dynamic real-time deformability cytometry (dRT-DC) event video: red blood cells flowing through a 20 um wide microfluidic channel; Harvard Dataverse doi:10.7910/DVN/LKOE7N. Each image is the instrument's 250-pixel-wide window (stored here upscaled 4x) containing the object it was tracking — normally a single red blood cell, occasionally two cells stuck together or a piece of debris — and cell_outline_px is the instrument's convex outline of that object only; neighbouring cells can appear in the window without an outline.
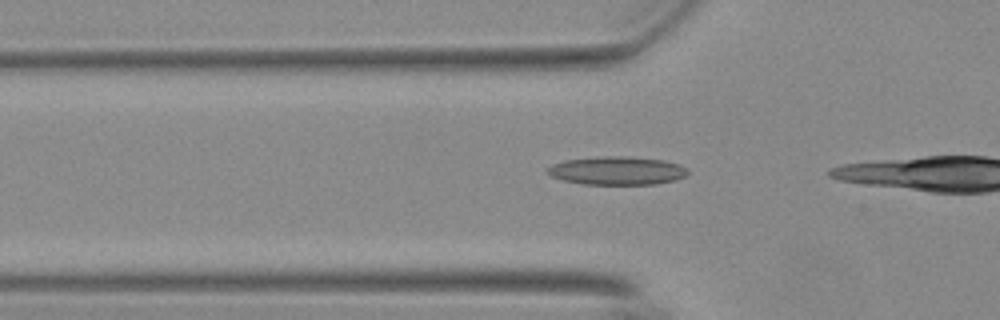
{"species": "Egyptian fruit bat (a non-hibernating species)", "species_latin": "Rousettus aegyptiacus", "temperature_condition": "warm", "stored_images_in_passage": 31, "camera_frame_rate_fps": 3000, "um_per_image_px": 0.085, "animal": {"sex": "female"}, "frame": {"image": 1, "passage_image": 5, "time_ms": 1.333, "image_size_px": [1000, 320], "cell_outline_px": [[688, 172], [684, 176], [676, 180], [656, 184], [584, 184], [564, 180], [552, 176], [548, 172], [548, 168], [552, 164], [564, 160], [600, 156], [628, 156], [664, 160], [680, 164], [688, 168]], "centroid_in_image_um": [52.49, 14.49], "position_along_channel_um": 73.3, "area_um2": 23.18}}
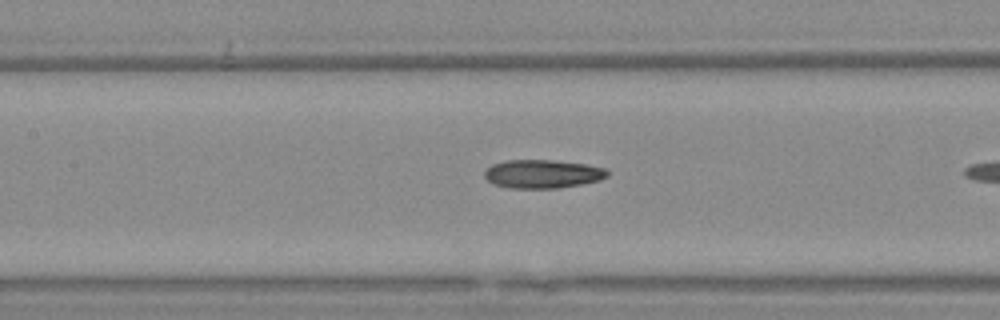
{"frame": {"image": 2, "passage_image": 12, "time_ms": 3.667, "image_size_px": [1000, 320], "cell_outline_px": [[608, 176], [600, 180], [580, 184], [556, 188], [508, 188], [492, 184], [484, 176], [484, 172], [492, 164], [508, 160], [556, 160], [584, 164], [604, 168], [608, 172]], "centroid_in_image_um": [46.09, 14.78], "position_along_channel_um": 161.3, "area_um2": 20.35}}
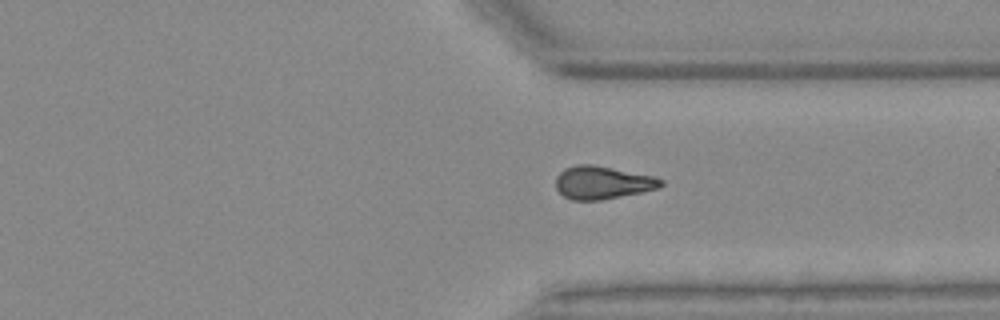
{"frame": {"image": 3, "passage_image": 28, "time_ms": 9.0, "image_size_px": [1000, 320], "cell_outline_px": [[664, 184], [660, 188], [600, 200], [572, 200], [564, 196], [556, 188], [556, 176], [564, 168], [576, 164], [592, 164], [652, 176], [664, 180]], "centroid_in_image_um": [51.19, 15.51], "position_along_channel_um": 360.2, "area_um2": 20.06}}